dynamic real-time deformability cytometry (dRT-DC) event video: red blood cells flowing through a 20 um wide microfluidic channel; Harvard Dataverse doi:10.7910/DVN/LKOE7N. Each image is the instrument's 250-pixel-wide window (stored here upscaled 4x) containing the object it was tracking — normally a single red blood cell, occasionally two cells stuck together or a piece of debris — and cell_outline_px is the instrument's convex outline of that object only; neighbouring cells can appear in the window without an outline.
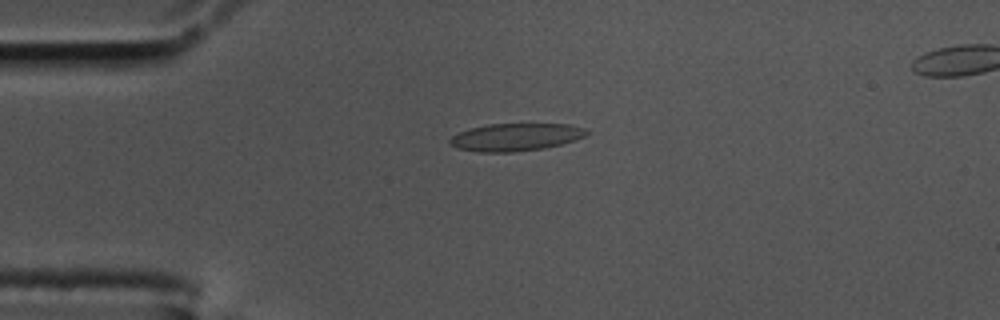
{"species": "common noctule bat (a hibernating species)", "species_latin": "Nyctalus noctula", "temperature_condition": "cold", "stored_images_in_passage": 57, "camera_frame_rate_fps": 3000, "um_per_image_px": 0.085, "animal": {"sex": "male", "body_mass_g": 17.5, "forearm_length_mm": 52.3}, "frame": {"image": 1, "passage_image": 12, "time_ms": 3.667, "image_size_px": [1000, 320], "cell_outline_px": [[588, 132], [584, 136], [576, 140], [544, 148], [512, 152], [476, 152], [456, 148], [448, 144], [448, 140], [452, 136], [468, 128], [488, 124], [568, 124], [584, 128]], "centroid_in_image_um": [43.77, 11.66], "position_along_channel_um": 41.2, "area_um2": 22.02}}
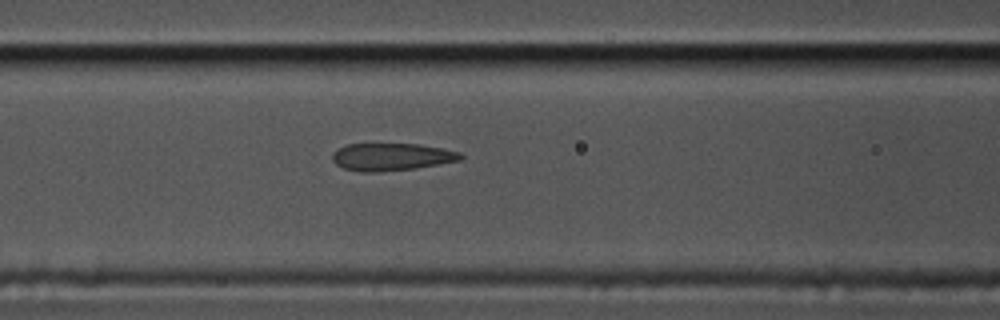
{"frame": {"image": 2, "passage_image": 22, "time_ms": 7.0, "image_size_px": [1000, 320], "cell_outline_px": [[464, 156], [460, 160], [416, 168], [380, 172], [360, 172], [344, 168], [336, 164], [332, 160], [332, 152], [348, 144], [420, 144], [444, 148], [460, 152]], "centroid_in_image_um": [33.29, 13.33], "position_along_channel_um": 133.3, "area_um2": 20.58}}
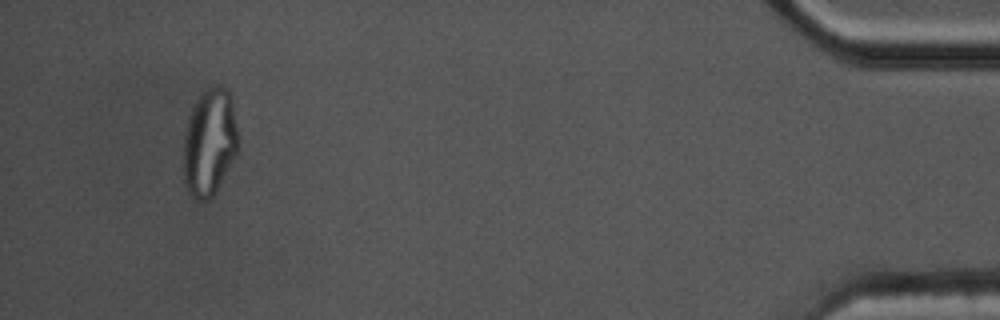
{"frame": {"image": 3, "passage_image": 53, "time_ms": 17.333, "image_size_px": [1000, 320], "cell_outline_px": [[240, 148], [216, 192], [212, 196], [204, 200], [196, 200], [188, 192], [184, 184], [184, 132], [192, 108], [196, 100], [208, 88], [216, 84], [220, 84], [228, 88], [232, 100], [240, 144]], "centroid_in_image_um": [17.84, 12.09], "position_along_channel_um": 417.4, "area_um2": 34.62}}